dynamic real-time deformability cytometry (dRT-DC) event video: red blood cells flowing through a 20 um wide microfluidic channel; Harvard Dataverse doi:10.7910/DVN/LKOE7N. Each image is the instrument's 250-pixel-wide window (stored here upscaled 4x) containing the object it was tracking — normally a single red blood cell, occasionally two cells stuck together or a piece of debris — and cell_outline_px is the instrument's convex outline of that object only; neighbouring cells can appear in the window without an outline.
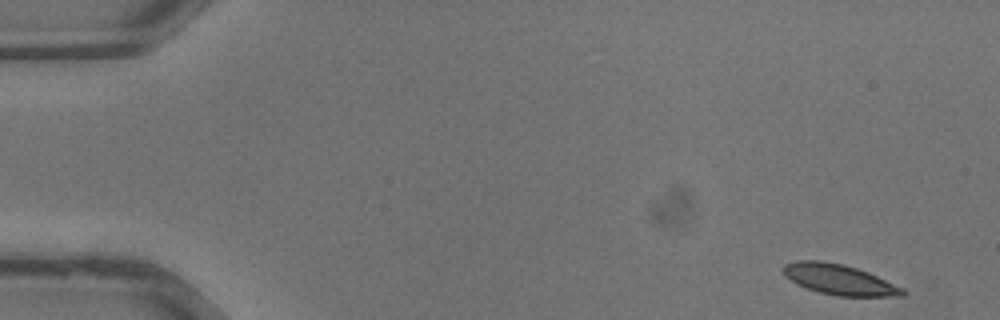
{"species": "common noctule bat (a hibernating species)", "species_latin": "Nyctalus noctula", "temperature_condition": "warm", "stored_images_in_passage": 35, "camera_frame_rate_fps": 3000, "um_per_image_px": 0.085, "animal": {"sex": "male", "body_mass_g": 13.3}, "frame": {"image": 1, "passage_image": 1, "time_ms": 0.0, "image_size_px": [1000, 320], "cell_outline_px": [[908, 292], [904, 296], [836, 296], [820, 292], [796, 284], [784, 276], [784, 264], [796, 260], [824, 260], [844, 264], [868, 272], [904, 288]], "centroid_in_image_um": [71.34, 23.75], "position_along_channel_um": 13.7, "area_um2": 21.27}}
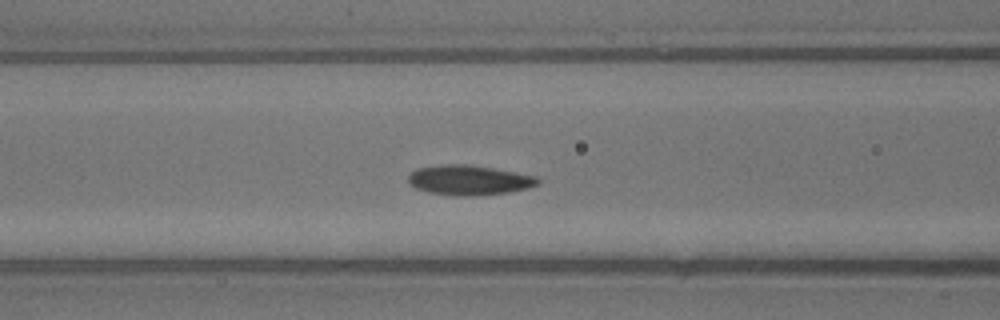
{"frame": {"image": 2, "passage_image": 14, "time_ms": 4.333, "image_size_px": [1000, 320], "cell_outline_px": [[540, 184], [528, 188], [508, 192], [472, 196], [456, 196], [428, 192], [416, 188], [408, 184], [408, 176], [416, 168], [444, 164], [468, 164], [516, 172], [536, 176], [540, 180]], "centroid_in_image_um": [39.86, 15.31], "position_along_channel_um": 126.7, "area_um2": 22.66}}
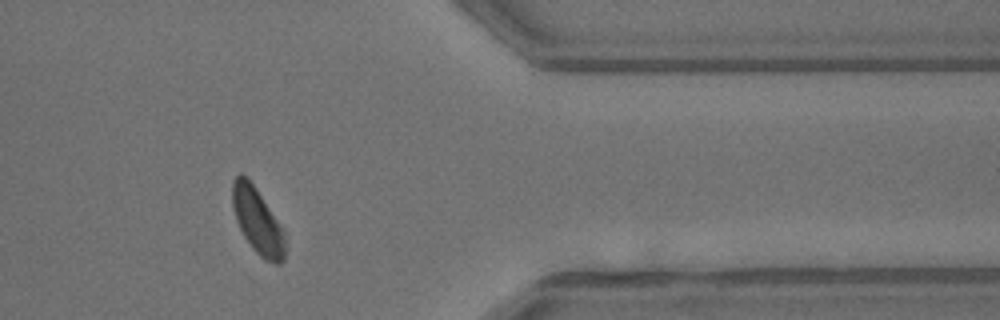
{"frame": {"image": 3, "passage_image": 29, "time_ms": 9.333, "image_size_px": [1000, 320], "cell_outline_px": [[284, 260], [280, 264], [276, 264], [264, 260], [252, 248], [244, 236], [236, 220], [232, 208], [232, 180], [240, 172], [256, 188], [284, 232]], "centroid_in_image_um": [21.86, 18.79], "position_along_channel_um": 389.5, "area_um2": 19.83}}